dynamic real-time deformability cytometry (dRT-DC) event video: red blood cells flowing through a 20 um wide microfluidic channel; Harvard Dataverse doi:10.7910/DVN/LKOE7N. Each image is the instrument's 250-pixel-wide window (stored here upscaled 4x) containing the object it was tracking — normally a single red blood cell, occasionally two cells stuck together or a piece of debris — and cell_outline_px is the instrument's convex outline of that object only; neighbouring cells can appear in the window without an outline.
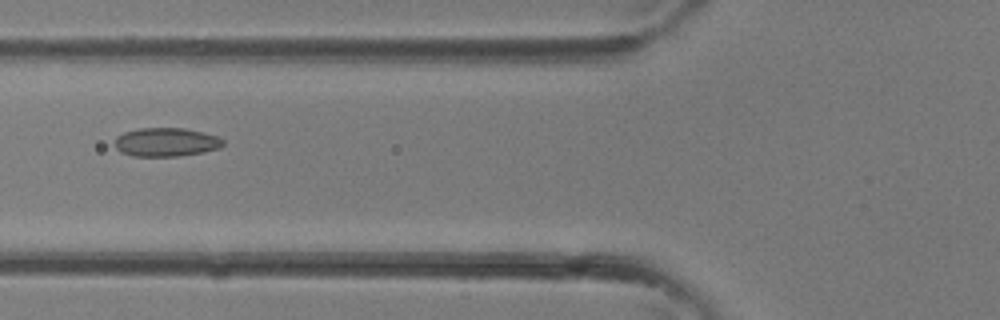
{"species": "common noctule bat (a hibernating species)", "species_latin": "Nyctalus noctula", "temperature_condition": "room temperature", "stored_images_in_passage": 16, "camera_frame_rate_fps": 3000, "um_per_image_px": 0.085, "animal": {"sex": "female"}, "frame": {"image": 1, "passage_image": 3, "time_ms": 0.667, "image_size_px": [1000, 320], "cell_outline_px": [[224, 144], [220, 148], [204, 152], [176, 156], [132, 156], [120, 152], [116, 148], [116, 136], [124, 132], [140, 128], [184, 128], [216, 136], [224, 140]], "centroid_in_image_um": [14.11, 12.08], "position_along_channel_um": 111.7, "area_um2": 18.03}}
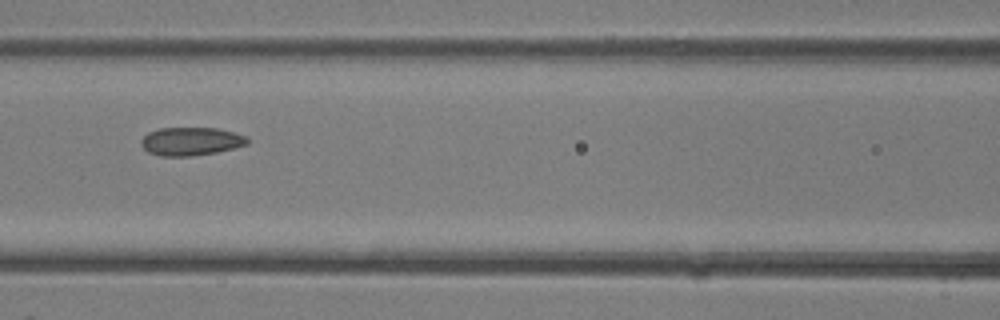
{"frame": {"image": 2, "passage_image": 5, "time_ms": 1.333, "image_size_px": [1000, 320], "cell_outline_px": [[248, 144], [216, 152], [192, 156], [160, 156], [148, 152], [140, 144], [140, 140], [148, 132], [160, 128], [216, 128], [248, 136]], "centroid_in_image_um": [16.2, 12.01], "position_along_channel_um": 150.4, "area_um2": 17.46}}